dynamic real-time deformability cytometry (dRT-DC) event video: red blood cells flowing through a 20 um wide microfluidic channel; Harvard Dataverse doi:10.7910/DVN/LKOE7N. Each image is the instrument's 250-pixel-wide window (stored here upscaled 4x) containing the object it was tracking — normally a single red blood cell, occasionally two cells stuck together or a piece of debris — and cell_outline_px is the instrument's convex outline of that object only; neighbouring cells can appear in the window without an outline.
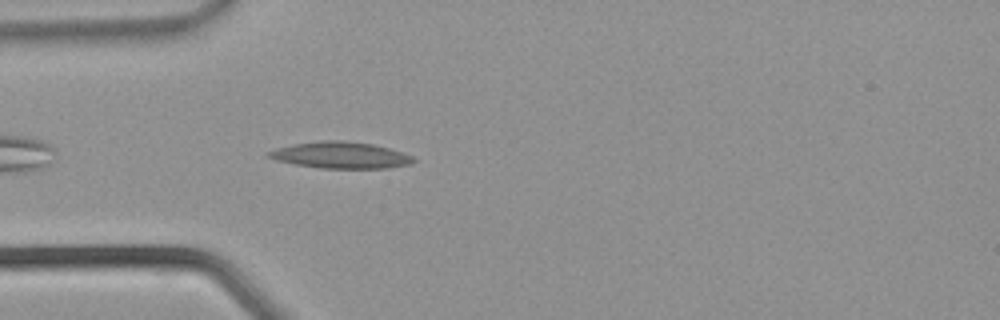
{"species": "common noctule bat (a hibernating species)", "species_latin": "Nyctalus noctula", "temperature_condition": "warm", "stored_images_in_passage": 28, "camera_frame_rate_fps": 3000, "um_per_image_px": 0.085, "animal": {"sex": "male", "body_mass_g": 21.5, "forearm_length_mm": 52.0}, "frame": {"image": 1, "passage_image": 2, "time_ms": 0.333, "image_size_px": [1000, 320], "cell_outline_px": [[416, 160], [412, 164], [388, 168], [320, 168], [296, 164], [276, 160], [264, 156], [268, 152], [276, 148], [292, 144], [324, 140], [344, 140], [372, 144], [388, 148], [412, 156]], "centroid_in_image_um": [28.93, 13.19], "position_along_channel_um": 56.1, "area_um2": 22.31}}
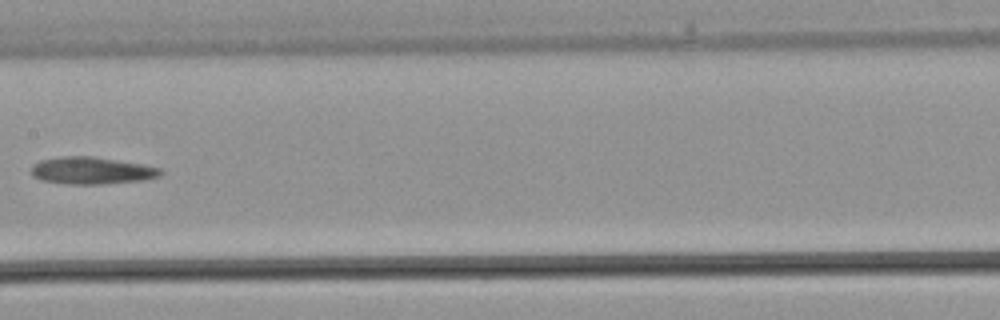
{"frame": {"image": 2, "passage_image": 10, "time_ms": 3.0, "image_size_px": [1000, 320], "cell_outline_px": [[164, 172], [160, 176], [148, 180], [104, 184], [68, 184], [40, 180], [32, 176], [28, 172], [32, 164], [40, 160], [60, 156], [92, 156], [140, 164], [160, 168]], "centroid_in_image_um": [7.75, 14.51], "position_along_channel_um": 199.7, "area_um2": 20.81}}
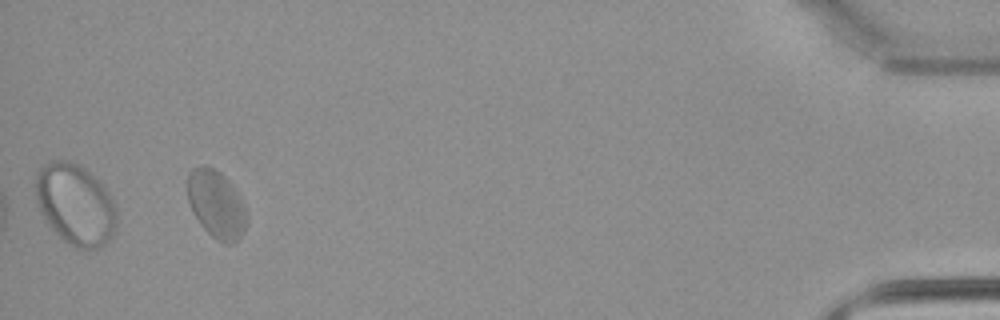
{"frame": {"image": 3, "passage_image": 26, "time_ms": 8.333, "image_size_px": [1000, 320], "cell_outline_px": [[248, 220], [244, 232], [232, 244], [224, 244], [216, 240], [200, 224], [188, 200], [188, 172], [192, 168], [200, 164], [204, 164], [216, 168], [236, 188], [244, 204], [248, 216]], "centroid_in_image_um": [18.41, 17.33], "position_along_channel_um": 416.8, "area_um2": 23.7}}